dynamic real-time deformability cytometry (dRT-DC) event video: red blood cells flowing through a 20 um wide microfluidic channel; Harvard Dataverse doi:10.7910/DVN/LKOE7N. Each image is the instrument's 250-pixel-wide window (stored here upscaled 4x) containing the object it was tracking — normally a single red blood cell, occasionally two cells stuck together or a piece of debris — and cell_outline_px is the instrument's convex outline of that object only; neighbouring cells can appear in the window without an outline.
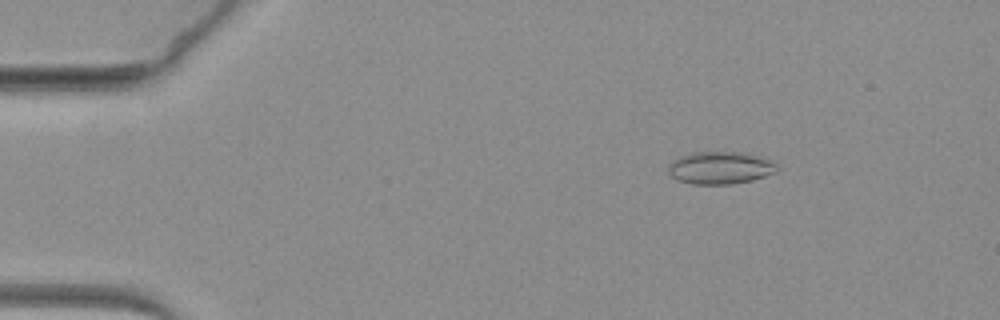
{"species": "common noctule bat (a hibernating species)", "species_latin": "Nyctalus noctula", "temperature_condition": "warm", "stored_images_in_passage": 64, "camera_frame_rate_fps": 3000, "um_per_image_px": 0.085, "animal": {"sex": "female", "body_mass_g": 19.3, "forearm_length_mm": 54.1}, "frame": {"image": 1, "passage_image": 10, "time_ms": 3.0, "image_size_px": [1000, 320], "cell_outline_px": [[776, 172], [752, 180], [732, 184], [692, 184], [676, 180], [668, 172], [668, 164], [672, 160], [680, 156], [696, 152], [744, 152], [768, 160], [776, 164]], "centroid_in_image_um": [61.16, 14.27], "position_along_channel_um": 23.8, "area_um2": 20.46}}
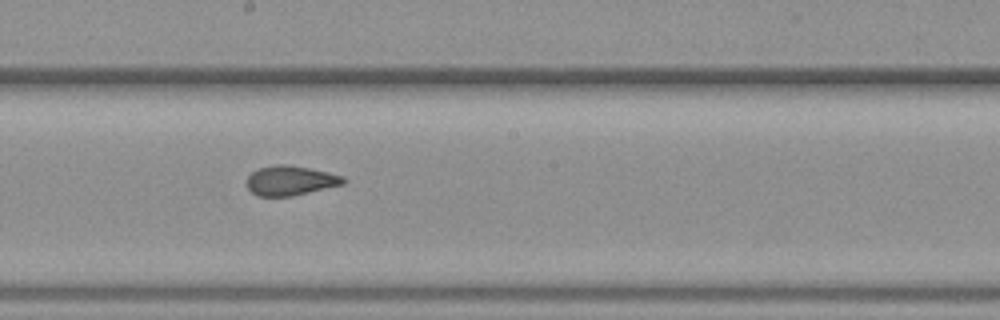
{"frame": {"image": 2, "passage_image": 36, "time_ms": 11.667, "image_size_px": [1000, 320], "cell_outline_px": [[348, 180], [344, 184], [292, 196], [256, 196], [248, 188], [248, 176], [252, 172], [260, 168], [276, 164], [288, 164], [328, 172], [344, 176]], "centroid_in_image_um": [24.72, 15.35], "position_along_channel_um": 223.5, "area_um2": 16.65}}
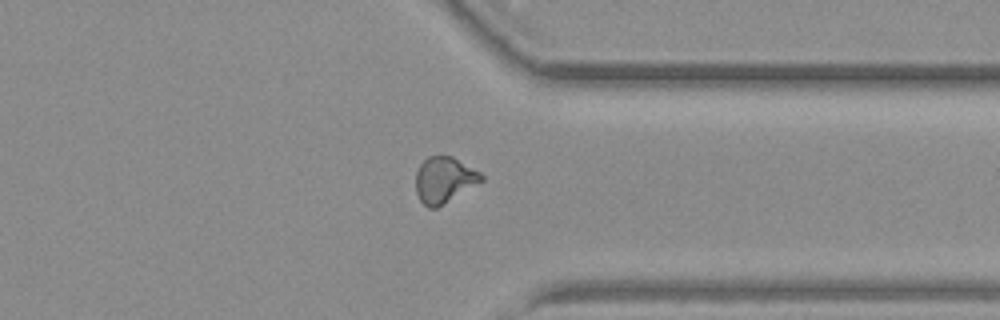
{"frame": {"image": 3, "passage_image": 50, "time_ms": 16.333, "image_size_px": [1000, 320], "cell_outline_px": [[484, 180], [436, 208], [428, 208], [420, 200], [416, 192], [416, 172], [420, 164], [428, 156], [452, 156], [480, 172], [484, 176]], "centroid_in_image_um": [37.75, 15.28], "position_along_channel_um": 373.7, "area_um2": 17.4}}